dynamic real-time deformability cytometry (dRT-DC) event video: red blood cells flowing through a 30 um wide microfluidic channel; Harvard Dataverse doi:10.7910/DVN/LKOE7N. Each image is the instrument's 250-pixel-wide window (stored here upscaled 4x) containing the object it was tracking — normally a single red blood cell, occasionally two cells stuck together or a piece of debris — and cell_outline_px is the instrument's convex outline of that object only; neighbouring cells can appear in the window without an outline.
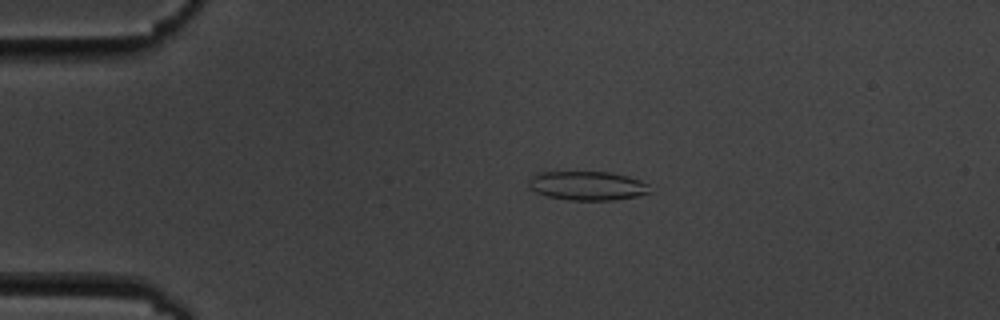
{"species": "common noctule bat (a hibernating species)", "species_latin": "Nyctalus noctula", "temperature_condition": "cold", "stored_images_in_passage": 7, "camera_frame_rate_fps": 3000, "um_per_image_px": 0.085, "animal": {"sex": "male", "body_mass_g": 19.5, "forearm_length_mm": 54.6}, "frame": {"image": 1, "passage_image": 2, "time_ms": 1.0, "image_size_px": [1000, 320], "cell_outline_px": [[652, 192], [640, 196], [612, 200], [568, 200], [548, 196], [536, 192], [528, 188], [528, 180], [532, 176], [540, 172], [608, 172], [628, 176], [640, 180], [648, 184]], "centroid_in_image_um": [49.94, 15.79], "position_along_channel_um": 35.1, "area_um2": 20.63}}
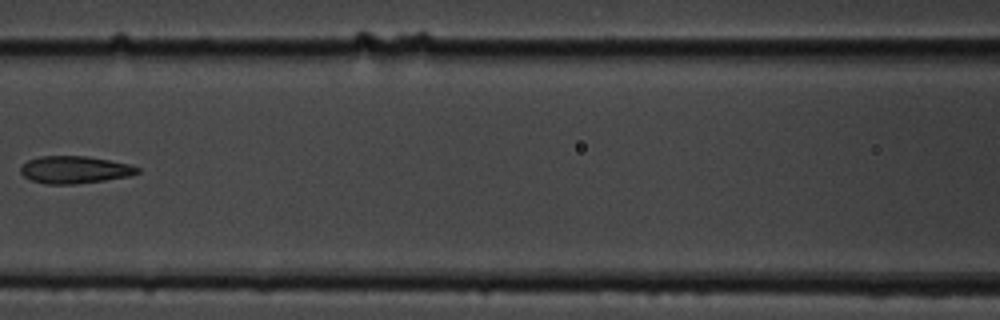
{"frame": {"image": 2, "passage_image": 6, "time_ms": 5.667, "image_size_px": [1000, 320], "cell_outline_px": [[140, 172], [128, 176], [104, 180], [72, 184], [48, 184], [32, 180], [24, 176], [20, 172], [20, 168], [28, 160], [40, 156], [88, 156], [132, 164], [140, 168]], "centroid_in_image_um": [6.37, 14.41], "position_along_channel_um": 160.2, "area_um2": 18.55}}
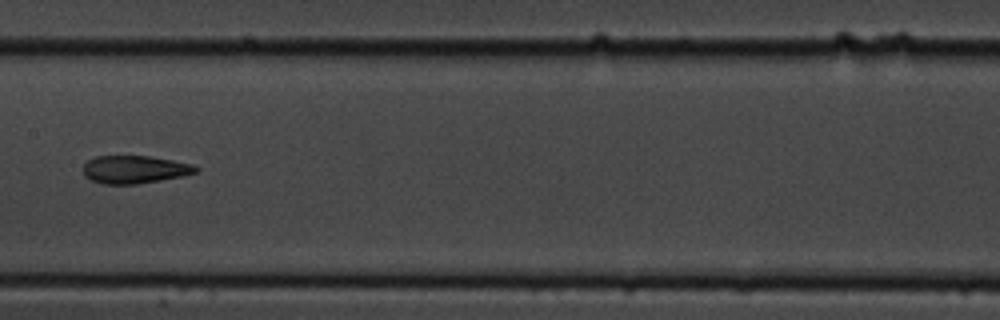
{"frame": {"image": 3, "passage_image": 7, "time_ms": 6.667, "image_size_px": [1000, 320], "cell_outline_px": [[200, 168], [196, 172], [184, 176], [136, 184], [100, 184], [84, 176], [84, 164], [88, 160], [96, 156], [148, 156], [172, 160], [192, 164]], "centroid_in_image_um": [11.44, 14.41], "position_along_channel_um": 196.0, "area_um2": 18.26}}